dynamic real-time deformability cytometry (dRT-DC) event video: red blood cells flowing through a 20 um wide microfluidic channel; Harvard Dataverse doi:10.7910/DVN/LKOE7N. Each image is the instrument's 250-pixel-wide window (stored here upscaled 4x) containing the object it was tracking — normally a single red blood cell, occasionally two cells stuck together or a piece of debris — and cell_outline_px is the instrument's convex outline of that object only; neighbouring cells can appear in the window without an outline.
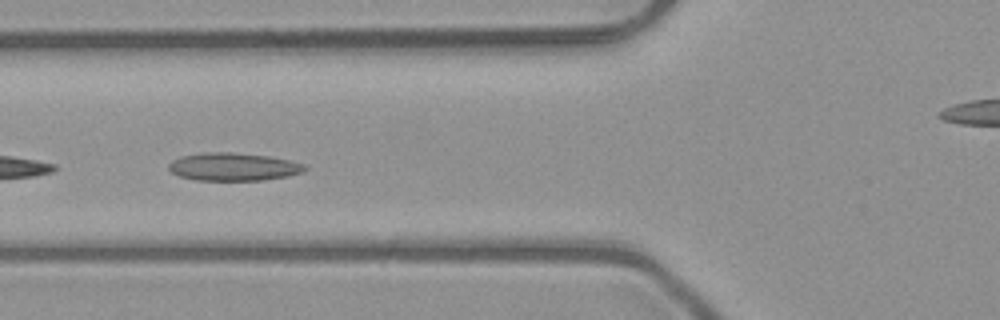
{"species": "common noctule bat (a hibernating species)", "species_latin": "Nyctalus noctula", "temperature_condition": "room temperature", "stored_images_in_passage": 6, "camera_frame_rate_fps": 3000, "um_per_image_px": 0.085, "animal": {"sex": "male", "body_mass_g": 23.1, "forearm_length_mm": 52.7}, "frame": {"image": 1, "passage_image": 4, "time_ms": 1.0, "image_size_px": [1000, 320], "cell_outline_px": [[308, 168], [304, 172], [288, 176], [260, 180], [196, 180], [180, 176], [172, 172], [168, 168], [168, 164], [172, 160], [180, 156], [200, 152], [232, 152], [268, 156], [288, 160], [304, 164]], "centroid_in_image_um": [19.82, 14.17], "position_along_channel_um": 106.0, "area_um2": 22.2}}
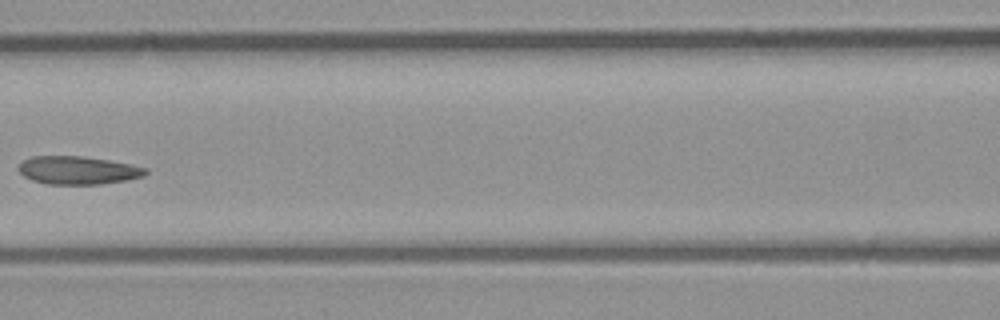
{"frame": {"image": 2, "passage_image": 5, "time_ms": 1.333, "image_size_px": [1000, 320], "cell_outline_px": [[148, 172], [144, 176], [124, 180], [100, 184], [48, 184], [32, 180], [24, 176], [16, 168], [24, 160], [32, 156], [84, 156], [132, 164], [148, 168]], "centroid_in_image_um": [6.63, 14.46], "position_along_channel_um": 160.0, "area_um2": 20.81}}
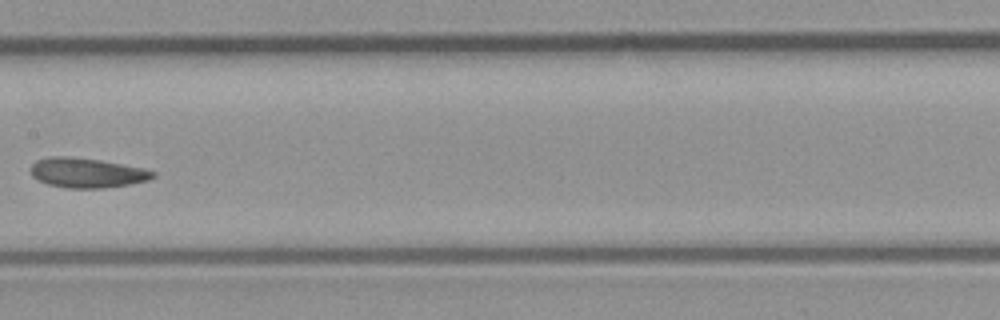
{"frame": {"image": 3, "passage_image": 6, "time_ms": 1.667, "image_size_px": [1000, 320], "cell_outline_px": [[156, 176], [148, 180], [128, 184], [104, 188], [68, 188], [48, 184], [32, 176], [32, 164], [36, 160], [48, 156], [72, 156], [100, 160], [144, 168], [156, 172]], "centroid_in_image_um": [7.4, 14.67], "position_along_channel_um": 200.0, "area_um2": 21.15}}